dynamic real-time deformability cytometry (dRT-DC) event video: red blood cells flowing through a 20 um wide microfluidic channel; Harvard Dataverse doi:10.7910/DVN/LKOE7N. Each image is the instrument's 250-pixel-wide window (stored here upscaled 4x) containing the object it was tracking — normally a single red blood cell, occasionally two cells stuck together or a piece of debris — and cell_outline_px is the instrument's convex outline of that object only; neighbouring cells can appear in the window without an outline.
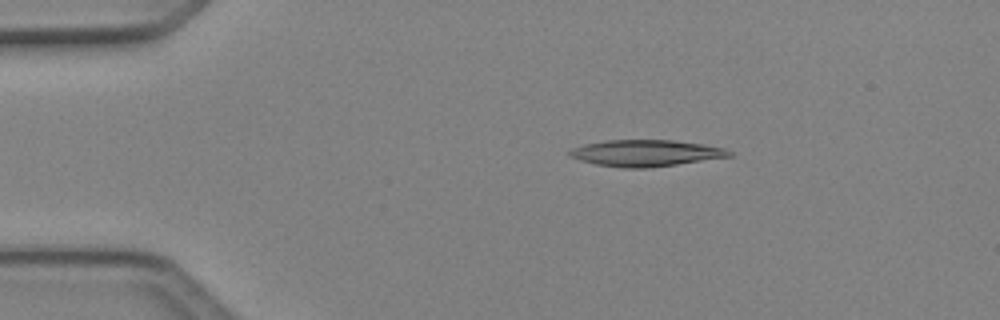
{"species": "Egyptian fruit bat (a non-hibernating species)", "species_latin": "Rousettus aegyptiacus", "temperature_condition": "cold", "stored_images_in_passage": 4, "camera_frame_rate_fps": 3000, "um_per_image_px": 0.085, "animal": {"sex": "female"}, "frame": {"image": 1, "passage_image": 2, "time_ms": 0.333, "image_size_px": [1000, 320], "cell_outline_px": [[736, 152], [732, 156], [648, 168], [624, 168], [596, 164], [580, 160], [568, 156], [568, 152], [572, 148], [584, 144], [604, 140], [672, 140], [704, 144], [724, 148]], "centroid_in_image_um": [54.9, 13.0], "position_along_channel_um": 30.1, "area_um2": 24.68}}
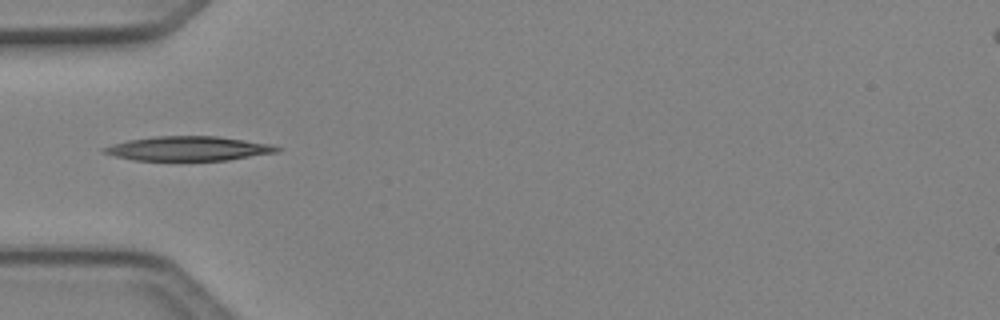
{"frame": {"image": 2, "passage_image": 4, "time_ms": 1.0, "image_size_px": [1000, 320], "cell_outline_px": [[284, 148], [280, 152], [228, 160], [132, 160], [100, 152], [100, 148], [112, 144], [128, 140], [156, 136], [216, 136], [272, 144]], "centroid_in_image_um": [16.03, 12.62], "position_along_channel_um": 69.0, "area_um2": 24.74}}